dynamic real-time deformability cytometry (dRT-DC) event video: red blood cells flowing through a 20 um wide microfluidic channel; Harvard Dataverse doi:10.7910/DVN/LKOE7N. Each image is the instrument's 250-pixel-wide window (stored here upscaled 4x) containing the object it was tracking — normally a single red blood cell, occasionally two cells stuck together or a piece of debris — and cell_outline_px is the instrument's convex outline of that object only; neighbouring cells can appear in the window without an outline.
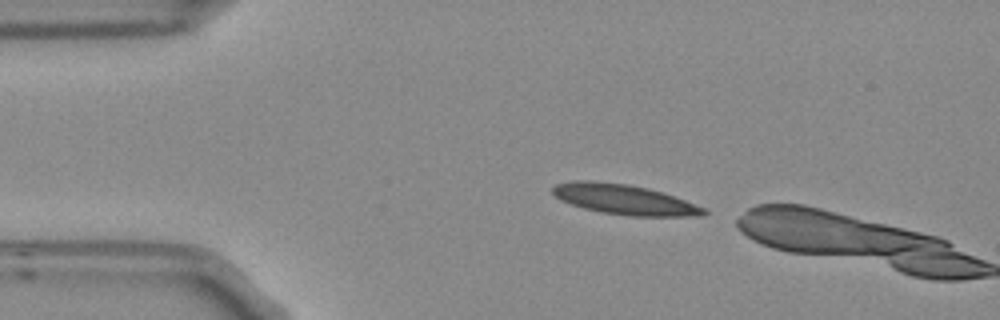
{"species": "Egyptian fruit bat (a non-hibernating species)", "species_latin": "Rousettus aegyptiacus", "temperature_condition": "room temperature", "stored_images_in_passage": 2, "camera_frame_rate_fps": 3000, "um_per_image_px": 0.085, "frame": {"image": 1, "passage_image": 1, "time_ms": 0.0, "image_size_px": [1000, 320], "cell_outline_px": [[708, 212], [704, 216], [632, 216], [600, 212], [584, 208], [560, 200], [552, 192], [552, 188], [556, 184], [572, 180], [592, 180], [628, 184], [648, 188], [684, 200], [704, 208]], "centroid_in_image_um": [53.03, 16.95], "position_along_channel_um": 32.0, "area_um2": 26.36}}